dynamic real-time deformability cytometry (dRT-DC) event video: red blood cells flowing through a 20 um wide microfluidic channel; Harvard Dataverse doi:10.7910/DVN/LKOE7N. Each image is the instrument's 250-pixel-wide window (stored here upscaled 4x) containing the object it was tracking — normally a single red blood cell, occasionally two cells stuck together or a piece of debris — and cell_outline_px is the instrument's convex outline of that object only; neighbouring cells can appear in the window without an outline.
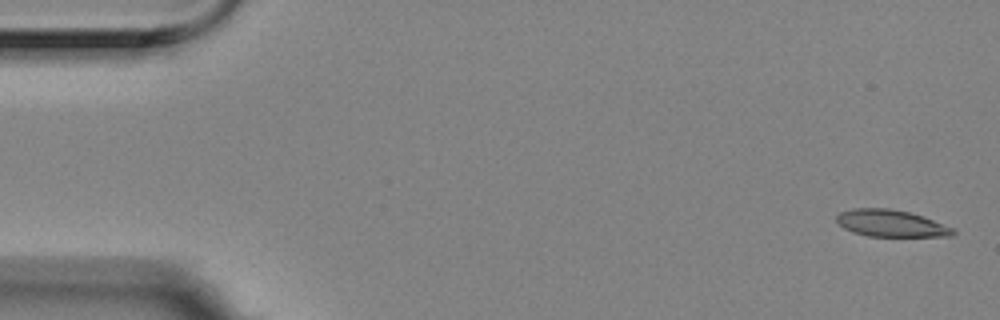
{"species": "Egyptian fruit bat (a non-hibernating species)", "species_latin": "Rousettus aegyptiacus", "temperature_condition": "room temperature", "stored_images_in_passage": 11, "camera_frame_rate_fps": 3000, "um_per_image_px": 0.085, "animal": {"sex": "female"}, "frame": {"image": 1, "passage_image": 1, "time_ms": 0.0, "image_size_px": [1000, 320], "cell_outline_px": [[956, 232], [952, 236], [868, 236], [852, 232], [844, 228], [836, 220], [836, 216], [840, 212], [852, 208], [888, 208], [908, 212], [932, 220], [952, 228]], "centroid_in_image_um": [75.68, 18.98], "position_along_channel_um": 9.3, "area_um2": 17.98}}
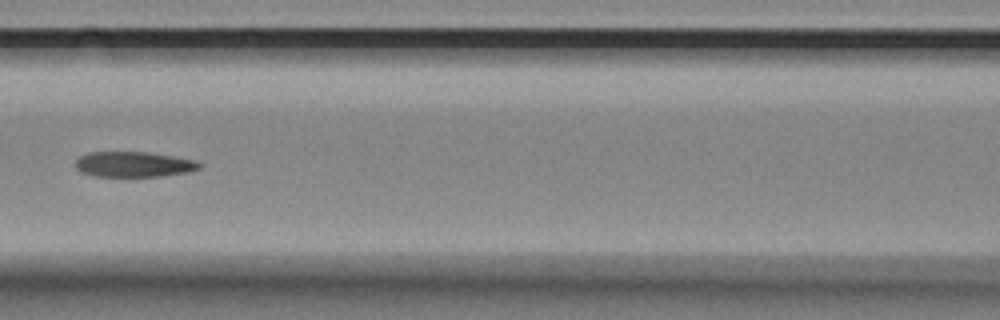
{"frame": {"image": 2, "passage_image": 7, "time_ms": 2.0, "image_size_px": [1000, 320], "cell_outline_px": [[204, 164], [200, 168], [188, 172], [160, 176], [96, 176], [84, 172], [76, 168], [76, 160], [80, 156], [88, 152], [148, 152], [196, 160]], "centroid_in_image_um": [11.41, 13.96], "position_along_channel_um": 155.2, "area_um2": 18.21}}
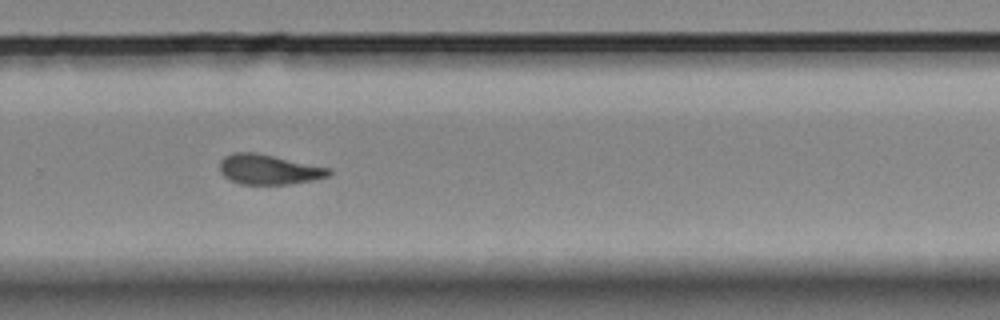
{"frame": {"image": 3, "passage_image": 11, "time_ms": 3.333, "image_size_px": [1000, 320], "cell_outline_px": [[332, 176], [312, 180], [288, 184], [240, 184], [224, 176], [220, 172], [220, 160], [224, 156], [232, 152], [256, 152], [332, 168]], "centroid_in_image_um": [22.87, 14.39], "position_along_channel_um": 306.9, "area_um2": 19.25}}